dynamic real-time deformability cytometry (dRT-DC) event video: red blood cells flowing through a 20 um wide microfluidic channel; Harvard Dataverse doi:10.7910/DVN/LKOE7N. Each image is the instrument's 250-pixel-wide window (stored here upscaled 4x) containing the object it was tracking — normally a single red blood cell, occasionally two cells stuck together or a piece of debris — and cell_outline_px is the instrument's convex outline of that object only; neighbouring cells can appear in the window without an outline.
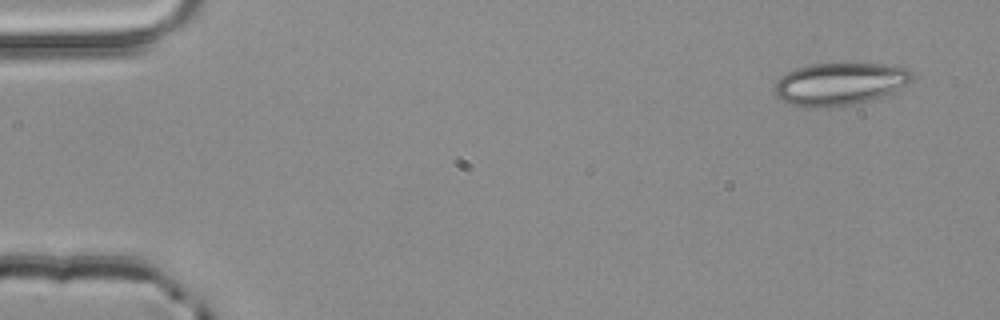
{"species": "common noctule bat (a hibernating species)", "species_latin": "Nyctalus noctula", "temperature_condition": "room temperature", "stored_images_in_passage": 3, "camera_frame_rate_fps": 3000, "um_per_image_px": 0.085, "animal": {"sex": "male", "body_mass_g": 20.4}, "frame": {"image": 1, "passage_image": 1, "time_ms": 0.0, "image_size_px": [1000, 320], "cell_outline_px": [[916, 76], [912, 80], [892, 92], [868, 100], [828, 108], [812, 108], [792, 104], [776, 96], [772, 92], [772, 88], [780, 76], [796, 68], [812, 64], [888, 64], [908, 68]], "centroid_in_image_um": [71.35, 7.12], "position_along_channel_um": 13.6, "area_um2": 33.93}}